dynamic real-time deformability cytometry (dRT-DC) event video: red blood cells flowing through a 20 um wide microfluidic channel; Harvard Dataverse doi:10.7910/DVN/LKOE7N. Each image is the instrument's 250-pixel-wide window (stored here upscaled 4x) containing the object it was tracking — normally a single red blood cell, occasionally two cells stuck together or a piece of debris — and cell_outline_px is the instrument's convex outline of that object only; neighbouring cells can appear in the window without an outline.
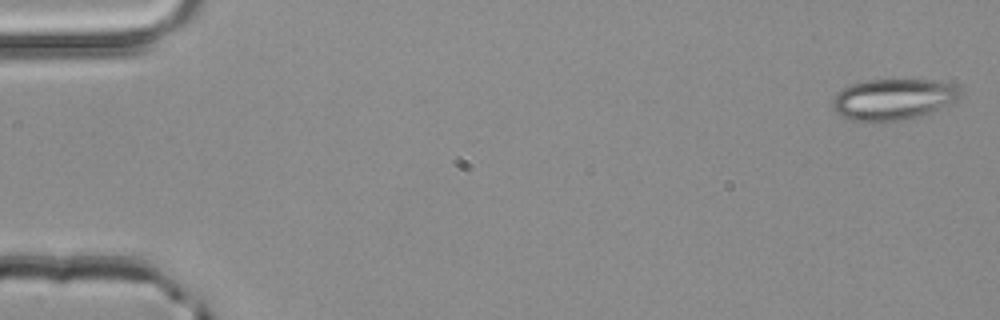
{"species": "common noctule bat (a hibernating species)", "species_latin": "Nyctalus noctula", "temperature_condition": "room temperature", "stored_images_in_passage": 52, "camera_frame_rate_fps": 3000, "um_per_image_px": 0.085, "animal": {"sex": "male", "body_mass_g": 20.4}, "frame": {"image": 1, "passage_image": 2, "time_ms": 0.333, "image_size_px": [1000, 320], "cell_outline_px": [[960, 92], [956, 100], [924, 116], [904, 120], [880, 124], [852, 120], [840, 116], [832, 108], [832, 100], [836, 92], [852, 84], [868, 80], [932, 80], [952, 84], [960, 88]], "centroid_in_image_um": [75.87, 8.48], "position_along_channel_um": 9.1, "area_um2": 31.1}}
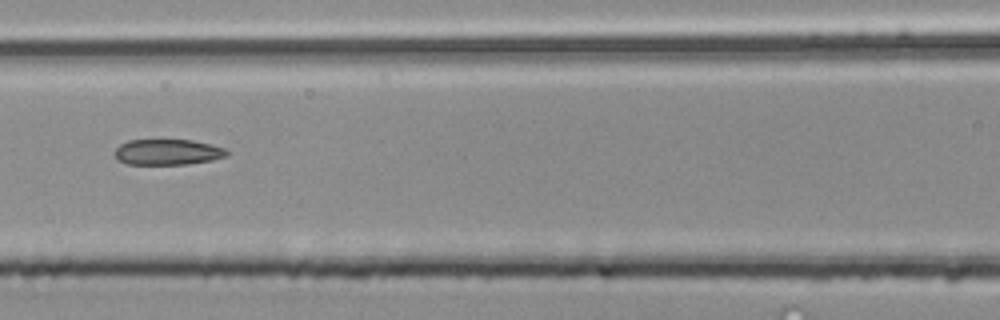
{"frame": {"image": 2, "passage_image": 24, "time_ms": 7.667, "image_size_px": [1000, 320], "cell_outline_px": [[228, 156], [212, 160], [188, 164], [128, 164], [120, 160], [112, 152], [120, 144], [128, 140], [192, 140], [212, 144], [224, 148], [228, 152]], "centroid_in_image_um": [14.26, 12.92], "position_along_channel_um": 152.3, "area_um2": 16.82}}
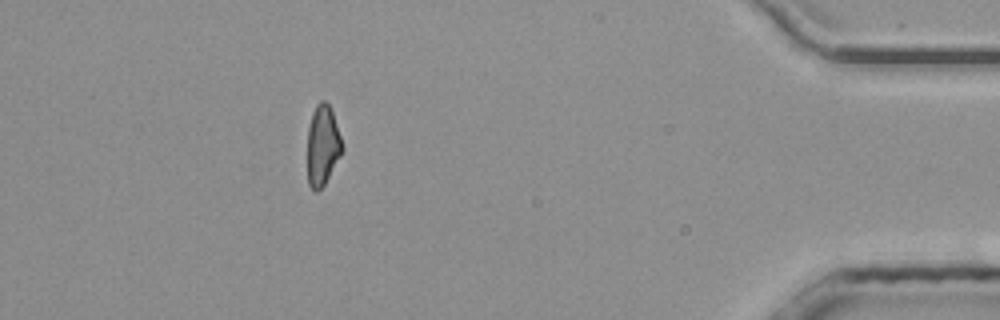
{"frame": {"image": 3, "passage_image": 47, "time_ms": 15.333, "image_size_px": [1000, 320], "cell_outline_px": [[344, 152], [324, 184], [316, 192], [308, 184], [308, 128], [312, 112], [316, 104], [320, 100], [324, 100], [328, 104], [332, 112], [344, 148]], "centroid_in_image_um": [27.43, 12.35], "position_along_channel_um": 407.8, "area_um2": 16.24}, "authors_computed_cell_mechanics": {"area_um2": 17.4845, "velocity_mm_per_s": 4.0661, "shape_relaxation_time_tau1_ms": null, "shape_relaxation_time_tau2_ms": 5.3012, "deformation_change_tau1": null, "deformation_change_tau2": 0.1451}}